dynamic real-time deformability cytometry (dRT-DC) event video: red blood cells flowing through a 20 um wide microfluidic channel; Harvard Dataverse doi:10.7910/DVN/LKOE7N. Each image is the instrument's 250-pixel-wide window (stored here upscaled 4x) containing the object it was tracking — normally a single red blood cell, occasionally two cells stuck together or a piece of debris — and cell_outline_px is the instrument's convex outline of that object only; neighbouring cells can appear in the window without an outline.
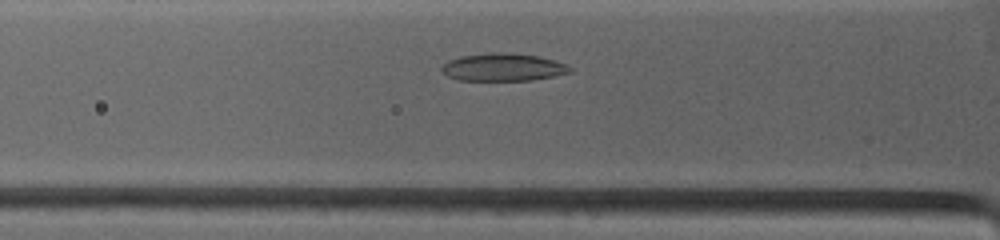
{"species": "common noctule bat (a hibernating species)", "species_latin": "Nyctalus noctula", "temperature_condition": "warm", "stored_images_in_passage": 36, "camera_frame_rate_fps": 4500, "um_per_image_px": 0.085, "animal": {"sex": "female", "body_mass_g": 19.0, "forearm_length_mm": 53.3}, "frame": {"image": 1, "passage_image": 8, "time_ms": 2.0, "image_size_px": [1000, 240], "cell_outline_px": [[572, 72], [556, 76], [532, 80], [460, 80], [448, 76], [440, 68], [448, 60], [460, 56], [496, 52], [512, 52], [540, 56], [556, 60], [568, 64], [572, 68]], "centroid_in_image_um": [42.83, 5.7], "position_along_channel_um": 83.0, "area_um2": 20.92}}
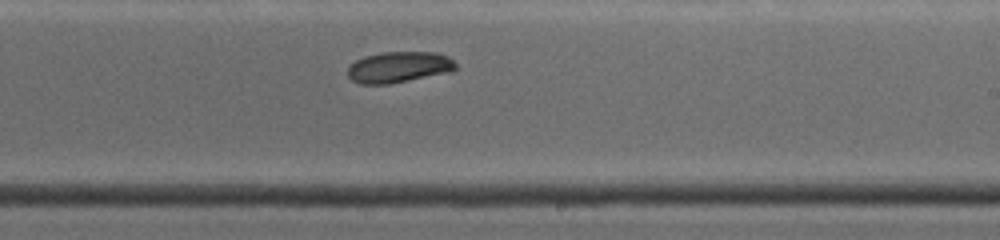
{"frame": {"image": 2, "passage_image": 24, "time_ms": 6.444, "image_size_px": [1000, 240], "cell_outline_px": [[456, 68], [452, 72], [388, 84], [360, 84], [352, 80], [348, 76], [348, 68], [356, 60], [364, 56], [384, 52], [436, 52], [448, 56], [456, 64]], "centroid_in_image_um": [33.92, 5.7], "position_along_channel_um": 255.1, "area_um2": 19.54}}
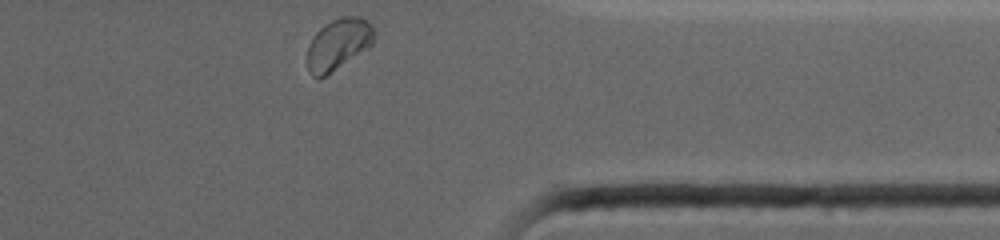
{"frame": {"image": 3, "passage_image": 36, "time_ms": 10.0, "image_size_px": [1000, 240], "cell_outline_px": [[376, 32], [372, 44], [368, 48], [320, 80], [312, 76], [308, 72], [308, 44], [316, 32], [320, 28], [332, 20], [340, 16], [360, 16], [368, 20], [376, 28]], "centroid_in_image_um": [28.78, 3.75], "position_along_channel_um": 382.6, "area_um2": 20.35}, "authors_computed_cell_mechanics": {"area_um2": 20.6057, "velocity_mm_per_s": 3.8841, "shape_relaxation_time_tau1_ms": 7.985, "shape_relaxation_time_tau2_ms": 3.982, "deformation_change_tau1": 0.1495, "deformation_change_tau2": 0.0357}}